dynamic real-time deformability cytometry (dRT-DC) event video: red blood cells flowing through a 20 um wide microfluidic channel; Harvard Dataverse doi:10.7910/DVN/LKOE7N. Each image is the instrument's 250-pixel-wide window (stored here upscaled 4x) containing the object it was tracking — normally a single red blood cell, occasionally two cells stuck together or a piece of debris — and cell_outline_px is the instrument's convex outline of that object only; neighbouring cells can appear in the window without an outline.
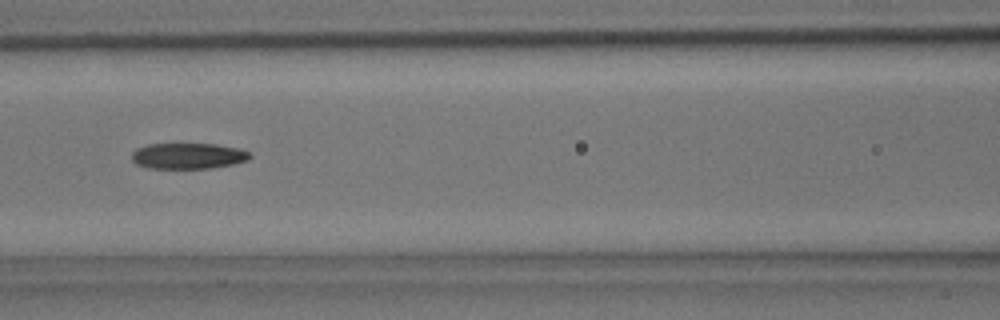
{"species": "common noctule bat (a hibernating species)", "species_latin": "Nyctalus noctula", "temperature_condition": "room temperature", "stored_images_in_passage": 41, "camera_frame_rate_fps": 3000, "um_per_image_px": 0.085, "animal": {"sex": "male", "body_mass_g": 15.6}, "frame": {"image": 1, "passage_image": 18, "time_ms": 5.667, "image_size_px": [1000, 320], "cell_outline_px": [[252, 156], [248, 160], [232, 164], [212, 168], [148, 168], [136, 164], [132, 160], [132, 152], [136, 148], [148, 144], [216, 144], [240, 148], [248, 152]], "centroid_in_image_um": [15.98, 13.25], "position_along_channel_um": 150.6, "area_um2": 17.86}}
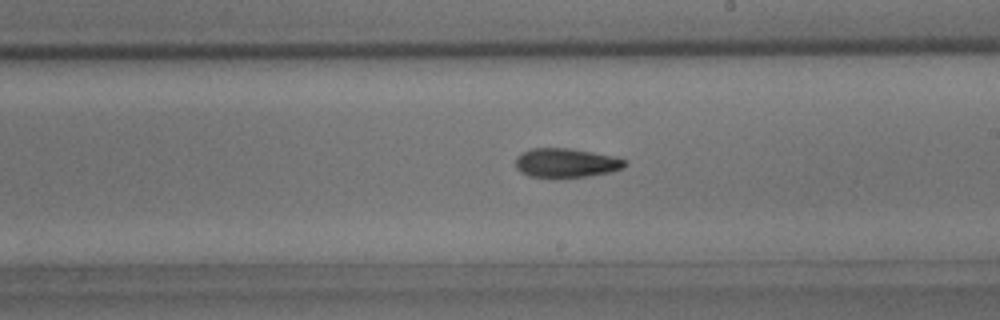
{"frame": {"image": 2, "passage_image": 24, "time_ms": 7.667, "image_size_px": [1000, 320], "cell_outline_px": [[628, 164], [624, 168], [612, 172], [588, 176], [556, 180], [528, 176], [520, 172], [516, 168], [516, 156], [520, 152], [532, 148], [568, 148], [592, 152], [612, 156], [624, 160]], "centroid_in_image_um": [48.07, 13.88], "position_along_channel_um": 240.9, "area_um2": 19.25}}